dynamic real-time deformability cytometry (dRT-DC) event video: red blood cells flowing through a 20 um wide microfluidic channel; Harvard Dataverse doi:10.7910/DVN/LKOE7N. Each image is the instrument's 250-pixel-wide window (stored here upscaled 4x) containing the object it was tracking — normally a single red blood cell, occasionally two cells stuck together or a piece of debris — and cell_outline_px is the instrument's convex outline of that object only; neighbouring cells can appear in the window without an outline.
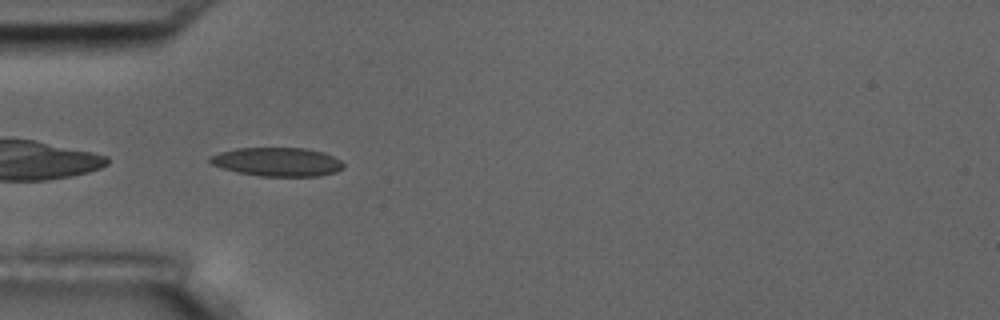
{"species": "common noctule bat (a hibernating species)", "species_latin": "Nyctalus noctula", "temperature_condition": "room temperature", "stored_images_in_passage": 40, "camera_frame_rate_fps": 3000, "um_per_image_px": 0.085, "animal": {"sex": "male", "body_mass_g": 17.5, "forearm_length_mm": 52.3}, "frame": {"image": 1, "passage_image": 1, "time_ms": 0.0, "image_size_px": [1000, 320], "cell_outline_px": [[344, 168], [336, 172], [320, 176], [260, 176], [240, 172], [224, 168], [212, 164], [208, 160], [208, 156], [220, 152], [236, 148], [304, 148], [324, 152], [340, 160], [344, 164]], "centroid_in_image_um": [23.59, 13.75], "position_along_channel_um": 61.4, "area_um2": 22.31}}
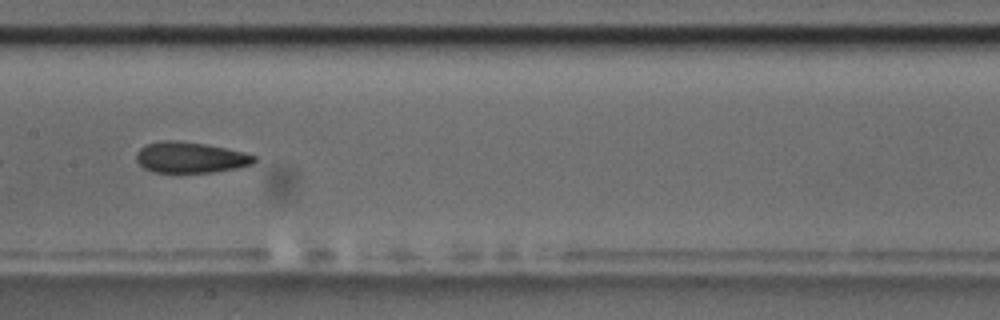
{"frame": {"image": 2, "passage_image": 12, "time_ms": 3.667, "image_size_px": [1000, 320], "cell_outline_px": [[256, 160], [252, 164], [236, 168], [212, 172], [152, 172], [144, 168], [136, 160], [136, 152], [140, 148], [148, 144], [164, 140], [176, 140], [204, 144], [244, 152], [256, 156]], "centroid_in_image_um": [16.16, 13.38], "position_along_channel_um": 191.2, "area_um2": 21.04}}
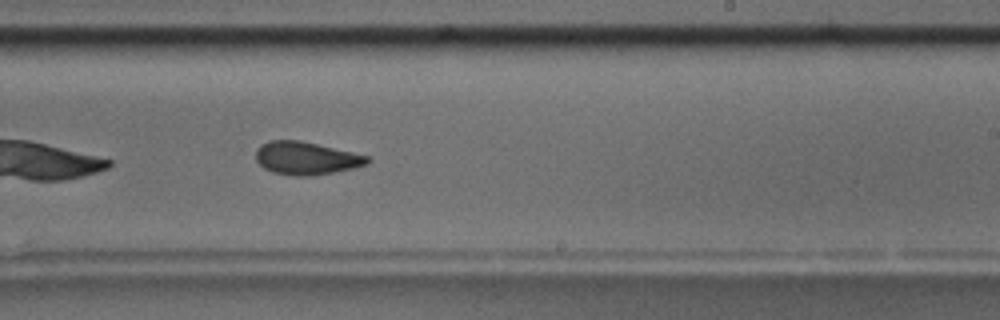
{"frame": {"image": 3, "passage_image": 18, "time_ms": 5.667, "image_size_px": [1000, 320], "cell_outline_px": [[372, 160], [368, 164], [352, 168], [332, 172], [308, 176], [296, 176], [272, 172], [264, 168], [256, 160], [256, 148], [260, 144], [268, 140], [300, 140], [352, 152], [368, 156]], "centroid_in_image_um": [25.99, 13.44], "position_along_channel_um": 263.0, "area_um2": 21.33}, "authors_computed_cell_mechanics": {"area_um2": 21.7328, "velocity_mm_per_s": 3.5992, "shape_relaxation_time_tau1_ms": 5.6967, "shape_relaxation_time_tau2_ms": 3.0915, "deformation_change_tau1": 0.1358, "deformation_change_tau2": 0.0831}}